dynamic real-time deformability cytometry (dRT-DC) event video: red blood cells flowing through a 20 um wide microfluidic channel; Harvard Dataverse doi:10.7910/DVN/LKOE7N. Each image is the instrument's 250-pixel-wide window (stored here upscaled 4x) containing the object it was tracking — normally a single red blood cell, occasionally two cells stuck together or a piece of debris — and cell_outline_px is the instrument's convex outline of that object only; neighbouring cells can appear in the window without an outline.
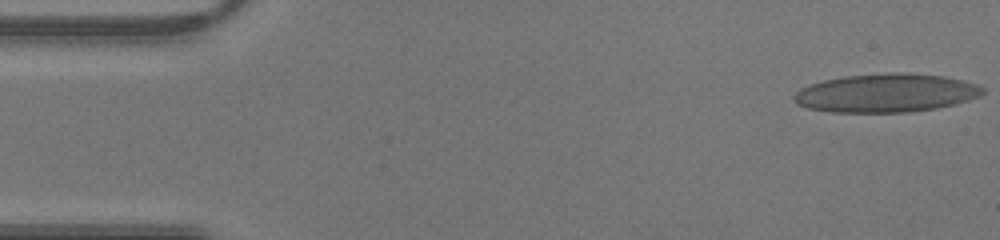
{"species": "human", "species_latin": "Homo sapiens", "temperature_condition": "warm", "stored_images_in_passage": 43, "camera_frame_rate_fps": 3000, "um_per_image_px": 0.085, "donor": {"sex": "male"}, "frame": {"image": 1, "passage_image": 1, "time_ms": 0.0, "image_size_px": [1000, 240], "cell_outline_px": [[984, 92], [980, 96], [956, 104], [936, 108], [912, 112], [832, 112], [808, 108], [800, 104], [792, 96], [800, 88], [808, 84], [824, 80], [844, 76], [944, 76], [976, 84], [984, 88]], "centroid_in_image_um": [75.3, 7.96], "position_along_channel_um": 9.7, "area_um2": 40.75}}
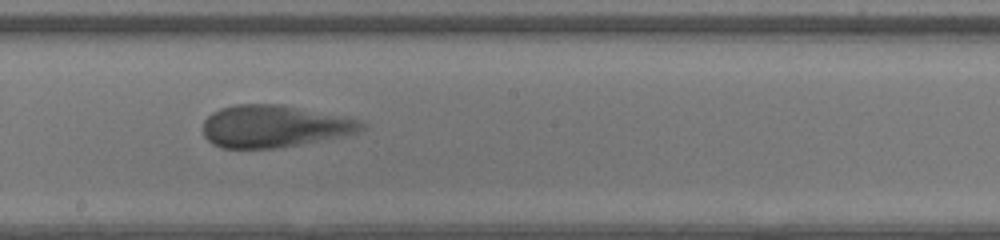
{"frame": {"image": 2, "passage_image": 23, "time_ms": 7.333, "image_size_px": [1000, 240], "cell_outline_px": [[368, 124], [360, 132], [296, 144], [272, 148], [220, 148], [212, 144], [204, 136], [204, 120], [212, 112], [220, 108], [236, 104], [284, 104], [360, 120]], "centroid_in_image_um": [23.27, 10.71], "position_along_channel_um": 224.9, "area_um2": 38.73}}
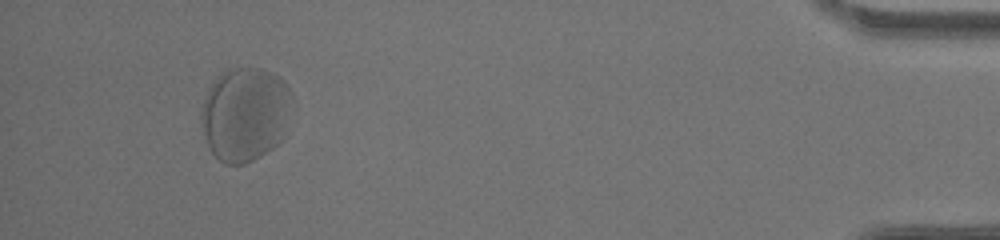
{"frame": {"image": 3, "passage_image": 40, "time_ms": 13.0, "image_size_px": [1000, 240], "cell_outline_px": [[292, 96], [284, 140], [280, 144], [260, 156], [244, 164], [224, 164], [212, 152], [204, 136], [200, 120], [200, 112], [204, 100], [216, 76], [224, 72], [236, 68], [264, 68], [280, 76], [284, 80], [292, 92]], "centroid_in_image_um": [20.86, 9.7], "position_along_channel_um": 414.3, "area_um2": 50.17}}